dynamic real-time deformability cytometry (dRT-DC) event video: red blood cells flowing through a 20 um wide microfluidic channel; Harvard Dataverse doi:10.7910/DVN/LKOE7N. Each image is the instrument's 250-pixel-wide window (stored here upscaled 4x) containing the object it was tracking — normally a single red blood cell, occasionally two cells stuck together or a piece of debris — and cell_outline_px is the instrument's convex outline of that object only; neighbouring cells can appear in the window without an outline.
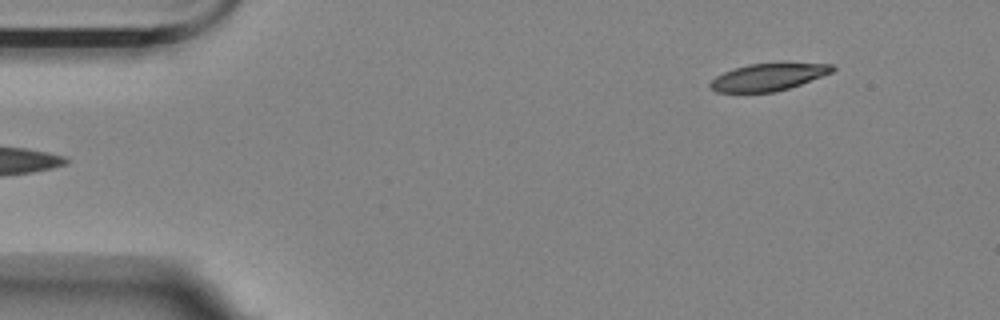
{"species": "Egyptian fruit bat (a non-hibernating species)", "species_latin": "Rousettus aegyptiacus", "temperature_condition": "room temperature", "stored_images_in_passage": 4, "segment_of_instrument_passage": [2, 2], "camera_frame_rate_fps": 3000, "um_per_image_px": 0.085, "animal": {"sex": "female"}, "frame": {"image": 1, "passage_image": 4, "time_ms": 4.0, "image_size_px": [1000, 320], "cell_outline_px": [[836, 68], [832, 72], [800, 84], [788, 88], [772, 92], [716, 92], [708, 84], [716, 76], [724, 72], [748, 64], [832, 64]], "centroid_in_image_um": [65.26, 6.56], "position_along_channel_um": 19.7, "area_um2": 18.79}}